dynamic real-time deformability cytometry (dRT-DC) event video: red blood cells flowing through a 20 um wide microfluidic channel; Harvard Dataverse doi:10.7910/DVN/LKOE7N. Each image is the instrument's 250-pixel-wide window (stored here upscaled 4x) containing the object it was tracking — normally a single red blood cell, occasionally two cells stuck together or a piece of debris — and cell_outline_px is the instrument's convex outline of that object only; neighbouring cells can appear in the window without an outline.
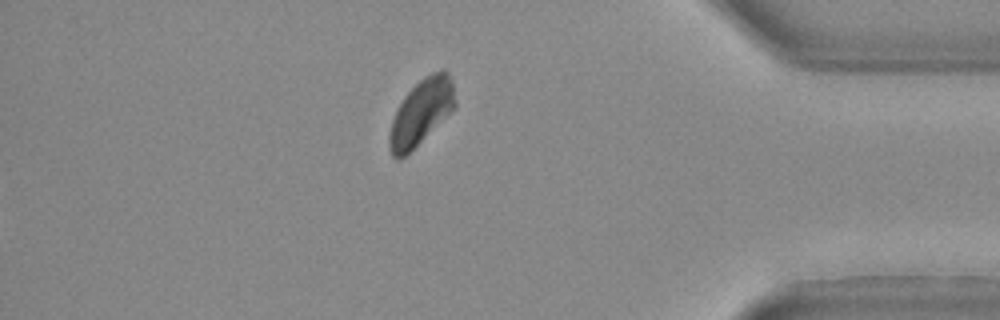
{"species": "Egyptian fruit bat (a non-hibernating species)", "species_latin": "Rousettus aegyptiacus", "temperature_condition": "warm", "stored_images_in_passage": 27, "segment_of_instrument_passage": [2, 2], "camera_frame_rate_fps": 3000, "um_per_image_px": 0.085, "animal": {"sex": "female"}, "frame": {"image": 1, "passage_image": 27, "time_ms": 8.667, "image_size_px": [1000, 320], "cell_outline_px": [[456, 104], [400, 160], [396, 160], [392, 156], [388, 144], [388, 136], [392, 120], [396, 108], [404, 96], [424, 76], [432, 72], [444, 68], [448, 72], [452, 80], [456, 100]], "centroid_in_image_um": [35.75, 9.48], "position_along_channel_um": 399.4, "area_um2": 24.45}}